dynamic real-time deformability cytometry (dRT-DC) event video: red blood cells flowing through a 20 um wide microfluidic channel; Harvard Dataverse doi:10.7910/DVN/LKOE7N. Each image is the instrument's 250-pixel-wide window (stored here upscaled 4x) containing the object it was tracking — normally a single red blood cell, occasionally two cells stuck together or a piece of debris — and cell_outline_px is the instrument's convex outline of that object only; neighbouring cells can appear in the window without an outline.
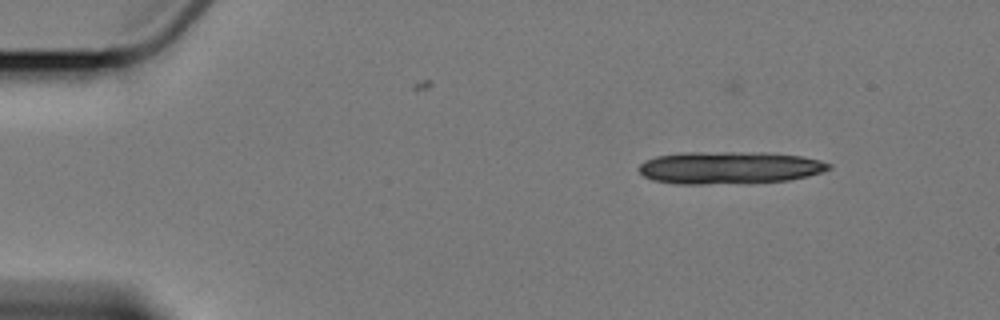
{"species": "Egyptian fruit bat (a non-hibernating species)", "species_latin": "Rousettus aegyptiacus", "temperature_condition": "cold", "stored_images_in_passage": 4, "camera_frame_rate_fps": 3000, "um_per_image_px": 0.085, "animal": {"sex": "female"}, "frame": {"image": 1, "passage_image": 1, "time_ms": 0.0, "image_size_px": [1000, 320], "cell_outline_px": [[832, 168], [824, 172], [808, 176], [788, 180], [748, 184], [676, 184], [652, 180], [644, 176], [640, 172], [640, 164], [656, 156], [688, 152], [764, 152], [800, 156], [820, 160], [832, 164]], "centroid_in_image_um": [62.05, 14.27], "position_along_channel_um": 22.9, "area_um2": 36.36}}